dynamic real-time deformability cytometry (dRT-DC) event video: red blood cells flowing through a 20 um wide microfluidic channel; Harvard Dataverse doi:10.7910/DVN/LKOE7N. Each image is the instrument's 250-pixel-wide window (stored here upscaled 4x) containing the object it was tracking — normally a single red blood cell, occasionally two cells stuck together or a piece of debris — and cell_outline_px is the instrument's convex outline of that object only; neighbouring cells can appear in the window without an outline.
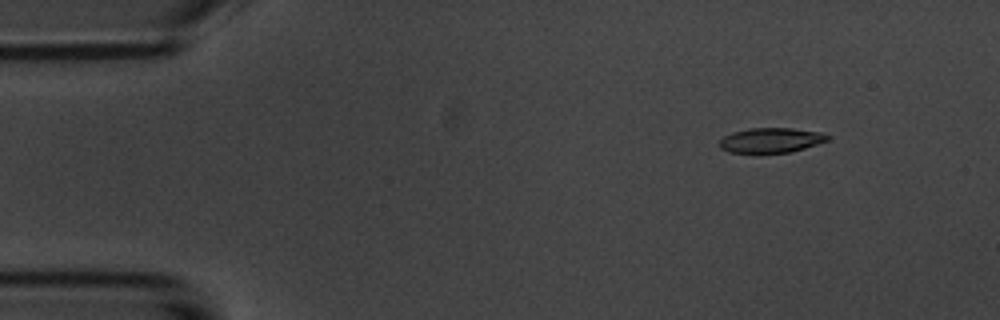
{"species": "common noctule bat (a hibernating species)", "species_latin": "Nyctalus noctula", "temperature_condition": "room temperature", "stored_images_in_passage": 5, "camera_frame_rate_fps": 3000, "um_per_image_px": 0.085, "animal": {"sex": "male", "body_mass_g": 20.1, "forearm_length_mm": 53.5}, "frame": {"image": 1, "passage_image": 2, "time_ms": 1.0, "image_size_px": [1000, 320], "cell_outline_px": [[832, 136], [828, 140], [792, 152], [756, 156], [728, 152], [720, 148], [720, 140], [724, 136], [732, 132], [752, 128], [792, 128], [820, 132]], "centroid_in_image_um": [65.49, 11.97], "position_along_channel_um": 19.5, "area_um2": 16.42}}
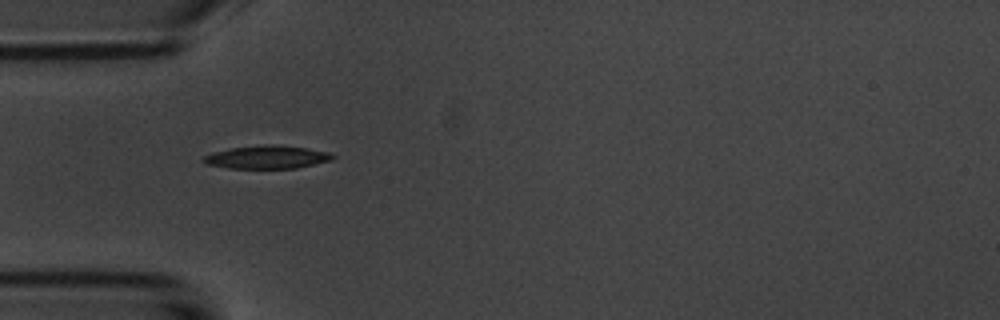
{"frame": {"image": 2, "passage_image": 4, "time_ms": 4.333, "image_size_px": [1000, 320], "cell_outline_px": [[336, 156], [332, 160], [296, 168], [228, 168], [204, 164], [200, 160], [204, 156], [212, 152], [232, 148], [272, 144], [304, 148], [328, 152]], "centroid_in_image_um": [22.65, 13.36], "position_along_channel_um": 62.4, "area_um2": 17.22}}